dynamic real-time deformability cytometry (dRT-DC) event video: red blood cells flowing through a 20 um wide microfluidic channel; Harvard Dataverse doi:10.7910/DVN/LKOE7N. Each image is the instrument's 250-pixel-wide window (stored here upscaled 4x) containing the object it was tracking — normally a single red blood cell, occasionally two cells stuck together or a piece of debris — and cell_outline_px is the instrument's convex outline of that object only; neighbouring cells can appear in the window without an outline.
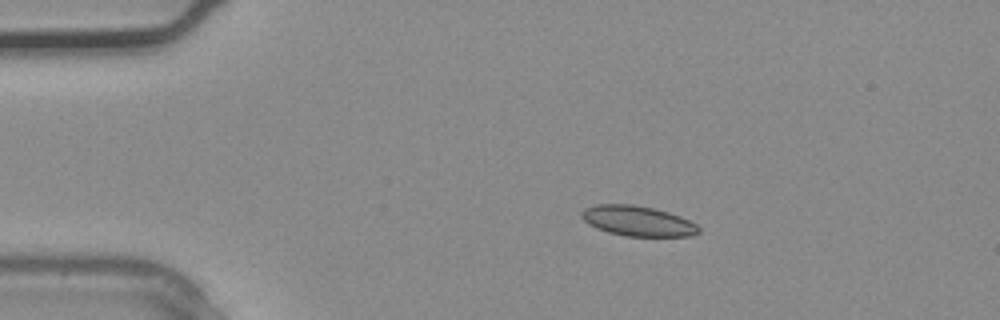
{"species": "common noctule bat (a hibernating species)", "species_latin": "Nyctalus noctula", "temperature_condition": "warm", "stored_images_in_passage": 2, "camera_frame_rate_fps": 3000, "um_per_image_px": 0.085, "animal": {"sex": "male", "body_mass_g": 20.4}, "frame": {"image": 1, "passage_image": 1, "time_ms": 0.0, "image_size_px": [1000, 320], "cell_outline_px": [[700, 232], [692, 236], [624, 236], [608, 232], [596, 228], [588, 224], [580, 216], [580, 212], [584, 208], [596, 204], [632, 204], [652, 208], [668, 212], [680, 216], [696, 224], [700, 228]], "centroid_in_image_um": [54.18, 18.78], "position_along_channel_um": 30.8, "area_um2": 20.69}}